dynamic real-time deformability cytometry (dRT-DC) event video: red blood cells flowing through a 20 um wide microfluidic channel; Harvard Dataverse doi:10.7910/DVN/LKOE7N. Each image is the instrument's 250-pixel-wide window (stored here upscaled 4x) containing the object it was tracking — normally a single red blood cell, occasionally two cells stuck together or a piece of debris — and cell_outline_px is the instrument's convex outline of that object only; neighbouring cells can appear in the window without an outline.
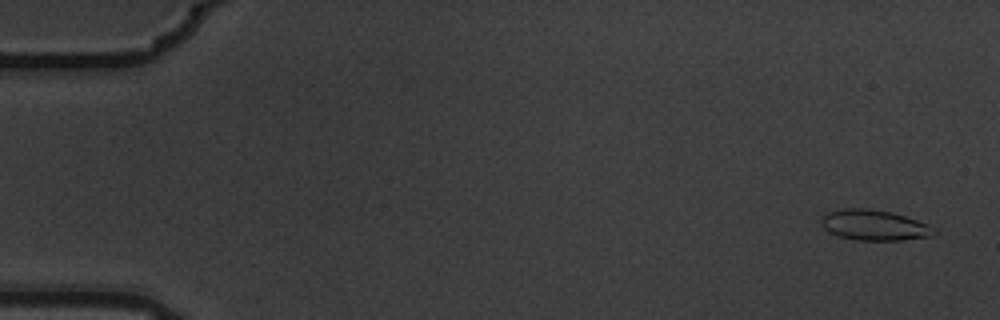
{"species": "common noctule bat (a hibernating species)", "species_latin": "Nyctalus noctula", "temperature_condition": "warm", "stored_images_in_passage": 5, "camera_frame_rate_fps": 3000, "um_per_image_px": 0.085, "animal": {"sex": "male", "body_mass_g": 19.5, "forearm_length_mm": 54.6}, "frame": {"image": 1, "passage_image": 1, "time_ms": 0.0, "image_size_px": [1000, 320], "cell_outline_px": [[936, 232], [932, 236], [900, 240], [856, 240], [840, 236], [828, 232], [824, 228], [820, 220], [828, 212], [844, 208], [864, 208], [892, 212], [928, 224], [936, 228]], "centroid_in_image_um": [74.32, 19.14], "position_along_channel_um": 10.7, "area_um2": 19.94}}